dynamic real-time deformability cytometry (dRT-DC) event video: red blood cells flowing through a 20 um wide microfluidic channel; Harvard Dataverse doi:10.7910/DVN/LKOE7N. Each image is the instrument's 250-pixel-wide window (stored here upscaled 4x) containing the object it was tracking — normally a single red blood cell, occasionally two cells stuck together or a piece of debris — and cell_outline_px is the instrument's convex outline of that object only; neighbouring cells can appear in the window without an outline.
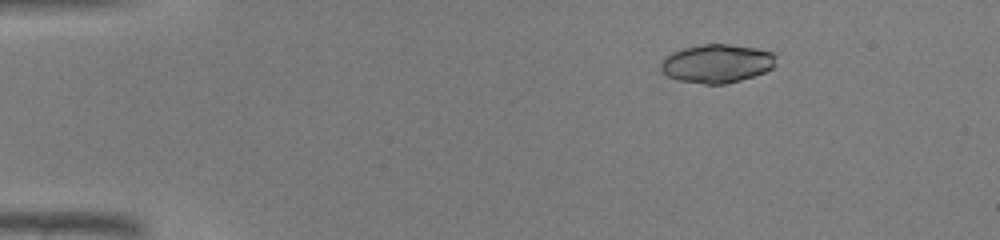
{"species": "common noctule bat (a hibernating species)", "species_latin": "Nyctalus noctula", "temperature_condition": "warm", "stored_images_in_passage": 45, "camera_frame_rate_fps": 3000, "um_per_image_px": 0.085, "animal": {"sex": "male", "body_mass_g": 19.0, "forearm_length_mm": 50.8}, "frame": {"image": 1, "passage_image": 7, "time_ms": 2.0, "image_size_px": [1000, 240], "cell_outline_px": [[776, 64], [772, 68], [764, 72], [740, 80], [724, 84], [704, 84], [676, 80], [668, 76], [660, 68], [660, 64], [664, 56], [672, 52], [684, 48], [704, 44], [728, 44], [756, 48], [772, 52], [776, 56]], "centroid_in_image_um": [60.92, 5.4], "position_along_channel_um": 24.1, "area_um2": 25.89}}
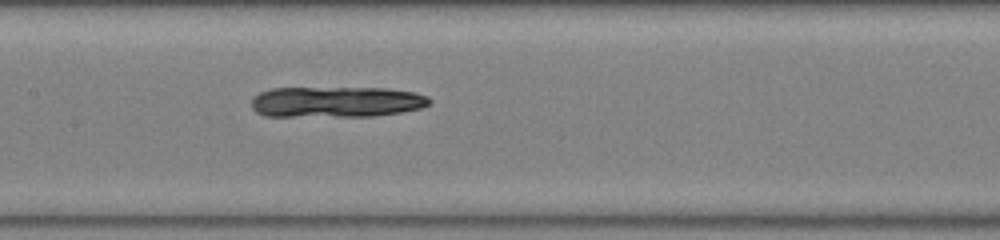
{"frame": {"image": 2, "passage_image": 23, "time_ms": 7.333, "image_size_px": [1000, 240], "cell_outline_px": [[432, 100], [428, 104], [420, 108], [400, 112], [372, 116], [264, 116], [256, 112], [252, 108], [252, 96], [260, 92], [272, 88], [388, 88], [416, 92], [428, 96]], "centroid_in_image_um": [28.57, 8.65], "position_along_channel_um": 178.8, "area_um2": 32.14}}
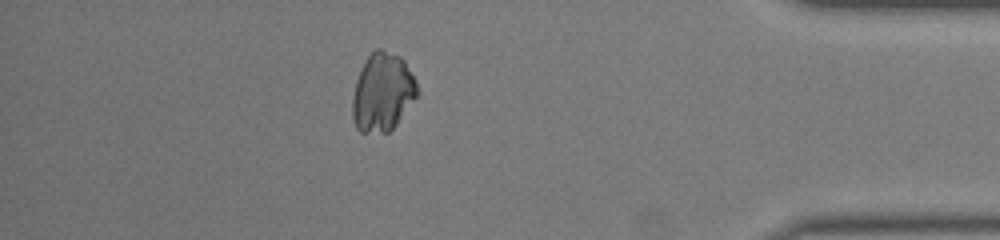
{"frame": {"image": 3, "passage_image": 40, "time_ms": 13.0, "image_size_px": [1000, 240], "cell_outline_px": [[420, 92], [396, 124], [388, 132], [360, 132], [356, 128], [352, 116], [352, 100], [356, 80], [368, 56], [376, 48], [380, 48], [400, 56], [404, 60]], "centroid_in_image_um": [32.5, 7.85], "position_along_channel_um": 402.7, "area_um2": 29.25}}